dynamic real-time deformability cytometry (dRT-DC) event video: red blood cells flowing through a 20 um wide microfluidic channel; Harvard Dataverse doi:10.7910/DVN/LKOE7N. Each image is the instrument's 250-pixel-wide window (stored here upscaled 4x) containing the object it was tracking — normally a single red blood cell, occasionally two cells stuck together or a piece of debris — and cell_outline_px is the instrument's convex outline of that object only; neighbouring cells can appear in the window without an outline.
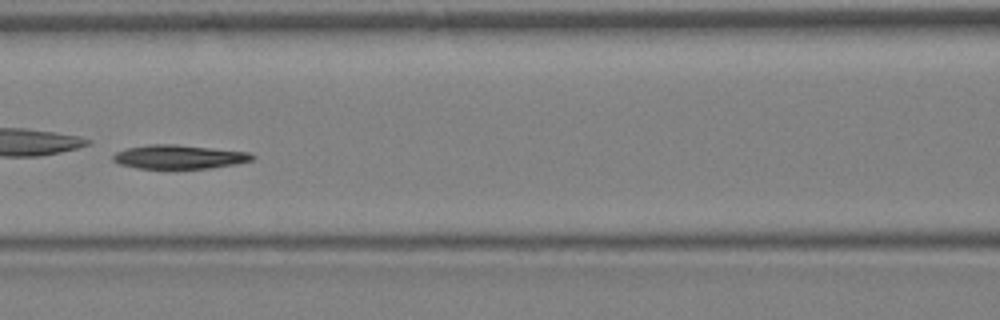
{"species": "Egyptian fruit bat (a non-hibernating species)", "species_latin": "Rousettus aegyptiacus", "temperature_condition": "warm", "stored_images_in_passage": 33, "camera_frame_rate_fps": 3000, "um_per_image_px": 0.085, "animal": {"sex": "female"}, "frame": {"image": 1, "passage_image": 15, "time_ms": 4.667, "image_size_px": [1000, 320], "cell_outline_px": [[256, 156], [252, 160], [236, 164], [208, 168], [136, 168], [120, 164], [112, 160], [112, 156], [116, 152], [124, 148], [148, 144], [176, 144], [248, 152]], "centroid_in_image_um": [15.18, 13.32], "position_along_channel_um": 151.4, "area_um2": 19.36}}
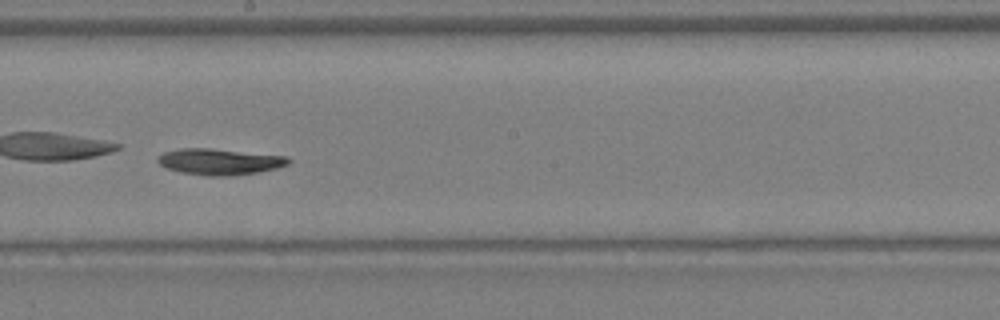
{"frame": {"image": 2, "passage_image": 19, "time_ms": 6.0, "image_size_px": [1000, 320], "cell_outline_px": [[292, 160], [288, 164], [276, 168], [260, 172], [232, 176], [208, 176], [180, 172], [168, 168], [160, 164], [156, 160], [164, 152], [180, 148], [208, 148], [288, 156]], "centroid_in_image_um": [18.7, 13.75], "position_along_channel_um": 229.5, "area_um2": 19.94}}